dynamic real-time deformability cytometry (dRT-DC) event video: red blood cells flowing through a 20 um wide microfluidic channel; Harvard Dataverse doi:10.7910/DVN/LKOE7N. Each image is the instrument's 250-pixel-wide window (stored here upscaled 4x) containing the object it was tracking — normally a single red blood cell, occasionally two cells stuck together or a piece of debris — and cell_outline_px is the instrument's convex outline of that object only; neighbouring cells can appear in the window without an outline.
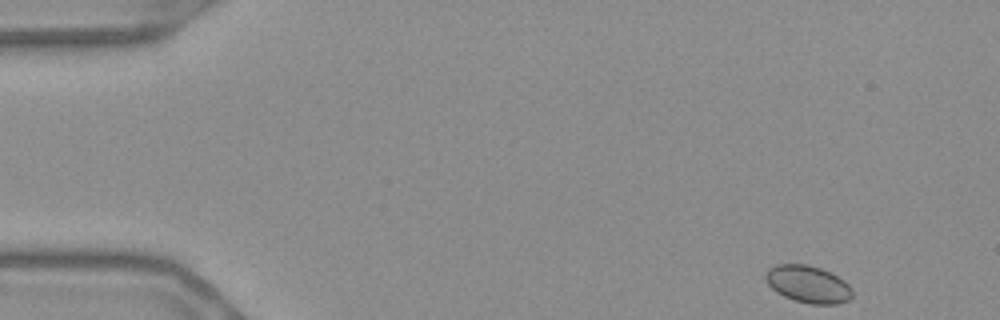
{"species": "Egyptian fruit bat (a non-hibernating species)", "species_latin": "Rousettus aegyptiacus", "temperature_condition": "warm", "stored_images_in_passage": 11, "camera_frame_rate_fps": 3000, "um_per_image_px": 0.085, "frame": {"image": 1, "passage_image": 1, "time_ms": 0.0, "image_size_px": [1000, 320], "cell_outline_px": [[852, 296], [848, 300], [836, 304], [808, 304], [784, 296], [776, 292], [768, 284], [764, 276], [764, 272], [768, 268], [776, 264], [808, 264], [820, 268], [844, 280], [852, 288]], "centroid_in_image_um": [68.66, 24.15], "position_along_channel_um": 16.3, "area_um2": 18.84}}